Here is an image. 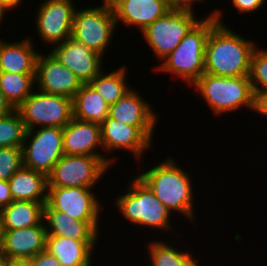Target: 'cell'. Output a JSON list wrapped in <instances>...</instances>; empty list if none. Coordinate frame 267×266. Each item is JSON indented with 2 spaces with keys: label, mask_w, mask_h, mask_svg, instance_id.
<instances>
[{
  "label": "cell",
  "mask_w": 267,
  "mask_h": 266,
  "mask_svg": "<svg viewBox=\"0 0 267 266\" xmlns=\"http://www.w3.org/2000/svg\"><path fill=\"white\" fill-rule=\"evenodd\" d=\"M212 14L218 23L211 29L206 41L204 73L220 77L249 76L256 44L223 24L221 11L214 10Z\"/></svg>",
  "instance_id": "1"
},
{
  "label": "cell",
  "mask_w": 267,
  "mask_h": 266,
  "mask_svg": "<svg viewBox=\"0 0 267 266\" xmlns=\"http://www.w3.org/2000/svg\"><path fill=\"white\" fill-rule=\"evenodd\" d=\"M189 174L172 158H167L138 177L170 212L179 211L186 218L194 221V197Z\"/></svg>",
  "instance_id": "2"
},
{
  "label": "cell",
  "mask_w": 267,
  "mask_h": 266,
  "mask_svg": "<svg viewBox=\"0 0 267 266\" xmlns=\"http://www.w3.org/2000/svg\"><path fill=\"white\" fill-rule=\"evenodd\" d=\"M217 23L213 14L202 18L155 69L177 75L189 86H193L205 72L206 41L211 29Z\"/></svg>",
  "instance_id": "3"
},
{
  "label": "cell",
  "mask_w": 267,
  "mask_h": 266,
  "mask_svg": "<svg viewBox=\"0 0 267 266\" xmlns=\"http://www.w3.org/2000/svg\"><path fill=\"white\" fill-rule=\"evenodd\" d=\"M193 85L216 115L244 106L253 110L254 92L249 76L220 77L203 73Z\"/></svg>",
  "instance_id": "4"
},
{
  "label": "cell",
  "mask_w": 267,
  "mask_h": 266,
  "mask_svg": "<svg viewBox=\"0 0 267 266\" xmlns=\"http://www.w3.org/2000/svg\"><path fill=\"white\" fill-rule=\"evenodd\" d=\"M129 183L127 193L115 199L121 214L136 225L170 230L171 212L138 176Z\"/></svg>",
  "instance_id": "5"
},
{
  "label": "cell",
  "mask_w": 267,
  "mask_h": 266,
  "mask_svg": "<svg viewBox=\"0 0 267 266\" xmlns=\"http://www.w3.org/2000/svg\"><path fill=\"white\" fill-rule=\"evenodd\" d=\"M192 10V7L174 6L142 31L159 60L163 61L201 20L196 18Z\"/></svg>",
  "instance_id": "6"
},
{
  "label": "cell",
  "mask_w": 267,
  "mask_h": 266,
  "mask_svg": "<svg viewBox=\"0 0 267 266\" xmlns=\"http://www.w3.org/2000/svg\"><path fill=\"white\" fill-rule=\"evenodd\" d=\"M114 158L63 155L48 175V187L93 188L114 162Z\"/></svg>",
  "instance_id": "7"
},
{
  "label": "cell",
  "mask_w": 267,
  "mask_h": 266,
  "mask_svg": "<svg viewBox=\"0 0 267 266\" xmlns=\"http://www.w3.org/2000/svg\"><path fill=\"white\" fill-rule=\"evenodd\" d=\"M116 25L112 6L108 2H103L99 7L76 9L71 37L103 57Z\"/></svg>",
  "instance_id": "8"
},
{
  "label": "cell",
  "mask_w": 267,
  "mask_h": 266,
  "mask_svg": "<svg viewBox=\"0 0 267 266\" xmlns=\"http://www.w3.org/2000/svg\"><path fill=\"white\" fill-rule=\"evenodd\" d=\"M16 109L26 130L36 126L63 128L73 118L72 99L41 90L32 92Z\"/></svg>",
  "instance_id": "9"
},
{
  "label": "cell",
  "mask_w": 267,
  "mask_h": 266,
  "mask_svg": "<svg viewBox=\"0 0 267 266\" xmlns=\"http://www.w3.org/2000/svg\"><path fill=\"white\" fill-rule=\"evenodd\" d=\"M22 154L24 167L48 176L64 155L63 128L41 127L26 130Z\"/></svg>",
  "instance_id": "10"
},
{
  "label": "cell",
  "mask_w": 267,
  "mask_h": 266,
  "mask_svg": "<svg viewBox=\"0 0 267 266\" xmlns=\"http://www.w3.org/2000/svg\"><path fill=\"white\" fill-rule=\"evenodd\" d=\"M91 189L48 187L46 203L52 209L64 212L71 218L88 222L98 232L101 204Z\"/></svg>",
  "instance_id": "11"
},
{
  "label": "cell",
  "mask_w": 267,
  "mask_h": 266,
  "mask_svg": "<svg viewBox=\"0 0 267 266\" xmlns=\"http://www.w3.org/2000/svg\"><path fill=\"white\" fill-rule=\"evenodd\" d=\"M37 10L35 25L43 42L57 45L71 37L76 10L72 0H45Z\"/></svg>",
  "instance_id": "12"
},
{
  "label": "cell",
  "mask_w": 267,
  "mask_h": 266,
  "mask_svg": "<svg viewBox=\"0 0 267 266\" xmlns=\"http://www.w3.org/2000/svg\"><path fill=\"white\" fill-rule=\"evenodd\" d=\"M44 55L39 53L37 57L35 85L43 92L73 99L82 82L51 53Z\"/></svg>",
  "instance_id": "13"
},
{
  "label": "cell",
  "mask_w": 267,
  "mask_h": 266,
  "mask_svg": "<svg viewBox=\"0 0 267 266\" xmlns=\"http://www.w3.org/2000/svg\"><path fill=\"white\" fill-rule=\"evenodd\" d=\"M50 53L72 71L82 84L89 83L101 72L103 57L72 37L57 44Z\"/></svg>",
  "instance_id": "14"
},
{
  "label": "cell",
  "mask_w": 267,
  "mask_h": 266,
  "mask_svg": "<svg viewBox=\"0 0 267 266\" xmlns=\"http://www.w3.org/2000/svg\"><path fill=\"white\" fill-rule=\"evenodd\" d=\"M110 4L116 24L137 26L141 32L175 6L172 0H112Z\"/></svg>",
  "instance_id": "15"
},
{
  "label": "cell",
  "mask_w": 267,
  "mask_h": 266,
  "mask_svg": "<svg viewBox=\"0 0 267 266\" xmlns=\"http://www.w3.org/2000/svg\"><path fill=\"white\" fill-rule=\"evenodd\" d=\"M100 126L101 142L105 152L126 149L140 160L153 143L137 126L127 125L109 117H106Z\"/></svg>",
  "instance_id": "16"
},
{
  "label": "cell",
  "mask_w": 267,
  "mask_h": 266,
  "mask_svg": "<svg viewBox=\"0 0 267 266\" xmlns=\"http://www.w3.org/2000/svg\"><path fill=\"white\" fill-rule=\"evenodd\" d=\"M155 114L149 103L144 101L138 92L130 89L115 104L110 105L108 117L127 125L137 126L152 141L157 124Z\"/></svg>",
  "instance_id": "17"
},
{
  "label": "cell",
  "mask_w": 267,
  "mask_h": 266,
  "mask_svg": "<svg viewBox=\"0 0 267 266\" xmlns=\"http://www.w3.org/2000/svg\"><path fill=\"white\" fill-rule=\"evenodd\" d=\"M45 223L16 230H0V251L9 259H31L45 251Z\"/></svg>",
  "instance_id": "18"
},
{
  "label": "cell",
  "mask_w": 267,
  "mask_h": 266,
  "mask_svg": "<svg viewBox=\"0 0 267 266\" xmlns=\"http://www.w3.org/2000/svg\"><path fill=\"white\" fill-rule=\"evenodd\" d=\"M102 146L101 126L98 123L81 121L76 118L63 127L64 155L104 156L95 149Z\"/></svg>",
  "instance_id": "19"
},
{
  "label": "cell",
  "mask_w": 267,
  "mask_h": 266,
  "mask_svg": "<svg viewBox=\"0 0 267 266\" xmlns=\"http://www.w3.org/2000/svg\"><path fill=\"white\" fill-rule=\"evenodd\" d=\"M47 236H59L76 241H97L98 232L86 221L71 218L64 212L44 205V220Z\"/></svg>",
  "instance_id": "20"
},
{
  "label": "cell",
  "mask_w": 267,
  "mask_h": 266,
  "mask_svg": "<svg viewBox=\"0 0 267 266\" xmlns=\"http://www.w3.org/2000/svg\"><path fill=\"white\" fill-rule=\"evenodd\" d=\"M96 241H76L66 237L46 236L45 250L55 256L61 266H91Z\"/></svg>",
  "instance_id": "21"
},
{
  "label": "cell",
  "mask_w": 267,
  "mask_h": 266,
  "mask_svg": "<svg viewBox=\"0 0 267 266\" xmlns=\"http://www.w3.org/2000/svg\"><path fill=\"white\" fill-rule=\"evenodd\" d=\"M32 45L29 37L16 43L0 39V72L35 74L39 53Z\"/></svg>",
  "instance_id": "22"
},
{
  "label": "cell",
  "mask_w": 267,
  "mask_h": 266,
  "mask_svg": "<svg viewBox=\"0 0 267 266\" xmlns=\"http://www.w3.org/2000/svg\"><path fill=\"white\" fill-rule=\"evenodd\" d=\"M35 201L13 200L0 209V230H16L40 225L44 220V205Z\"/></svg>",
  "instance_id": "23"
},
{
  "label": "cell",
  "mask_w": 267,
  "mask_h": 266,
  "mask_svg": "<svg viewBox=\"0 0 267 266\" xmlns=\"http://www.w3.org/2000/svg\"><path fill=\"white\" fill-rule=\"evenodd\" d=\"M8 182L13 200L46 203L48 193L46 174L23 166Z\"/></svg>",
  "instance_id": "24"
},
{
  "label": "cell",
  "mask_w": 267,
  "mask_h": 266,
  "mask_svg": "<svg viewBox=\"0 0 267 266\" xmlns=\"http://www.w3.org/2000/svg\"><path fill=\"white\" fill-rule=\"evenodd\" d=\"M73 117L101 124L108 117L110 105L90 83H83L72 99Z\"/></svg>",
  "instance_id": "25"
},
{
  "label": "cell",
  "mask_w": 267,
  "mask_h": 266,
  "mask_svg": "<svg viewBox=\"0 0 267 266\" xmlns=\"http://www.w3.org/2000/svg\"><path fill=\"white\" fill-rule=\"evenodd\" d=\"M126 67L121 66L110 73L101 71L89 83L109 105L115 104L130 88L126 85Z\"/></svg>",
  "instance_id": "26"
},
{
  "label": "cell",
  "mask_w": 267,
  "mask_h": 266,
  "mask_svg": "<svg viewBox=\"0 0 267 266\" xmlns=\"http://www.w3.org/2000/svg\"><path fill=\"white\" fill-rule=\"evenodd\" d=\"M35 74L0 72V90L16 109L32 92Z\"/></svg>",
  "instance_id": "27"
},
{
  "label": "cell",
  "mask_w": 267,
  "mask_h": 266,
  "mask_svg": "<svg viewBox=\"0 0 267 266\" xmlns=\"http://www.w3.org/2000/svg\"><path fill=\"white\" fill-rule=\"evenodd\" d=\"M152 266H198L193 254L182 252L161 241L149 244Z\"/></svg>",
  "instance_id": "28"
},
{
  "label": "cell",
  "mask_w": 267,
  "mask_h": 266,
  "mask_svg": "<svg viewBox=\"0 0 267 266\" xmlns=\"http://www.w3.org/2000/svg\"><path fill=\"white\" fill-rule=\"evenodd\" d=\"M26 128L17 109L0 117V147H22Z\"/></svg>",
  "instance_id": "29"
},
{
  "label": "cell",
  "mask_w": 267,
  "mask_h": 266,
  "mask_svg": "<svg viewBox=\"0 0 267 266\" xmlns=\"http://www.w3.org/2000/svg\"><path fill=\"white\" fill-rule=\"evenodd\" d=\"M249 78L253 91H267V50L254 49Z\"/></svg>",
  "instance_id": "30"
},
{
  "label": "cell",
  "mask_w": 267,
  "mask_h": 266,
  "mask_svg": "<svg viewBox=\"0 0 267 266\" xmlns=\"http://www.w3.org/2000/svg\"><path fill=\"white\" fill-rule=\"evenodd\" d=\"M22 167V147H0V180L8 181Z\"/></svg>",
  "instance_id": "31"
},
{
  "label": "cell",
  "mask_w": 267,
  "mask_h": 266,
  "mask_svg": "<svg viewBox=\"0 0 267 266\" xmlns=\"http://www.w3.org/2000/svg\"><path fill=\"white\" fill-rule=\"evenodd\" d=\"M31 262L33 266H61L57 258L49 254L46 250L32 257Z\"/></svg>",
  "instance_id": "32"
},
{
  "label": "cell",
  "mask_w": 267,
  "mask_h": 266,
  "mask_svg": "<svg viewBox=\"0 0 267 266\" xmlns=\"http://www.w3.org/2000/svg\"><path fill=\"white\" fill-rule=\"evenodd\" d=\"M264 1L265 0H232V3L239 12L247 13L259 9L265 3Z\"/></svg>",
  "instance_id": "33"
},
{
  "label": "cell",
  "mask_w": 267,
  "mask_h": 266,
  "mask_svg": "<svg viewBox=\"0 0 267 266\" xmlns=\"http://www.w3.org/2000/svg\"><path fill=\"white\" fill-rule=\"evenodd\" d=\"M253 110L267 117V91H253Z\"/></svg>",
  "instance_id": "34"
},
{
  "label": "cell",
  "mask_w": 267,
  "mask_h": 266,
  "mask_svg": "<svg viewBox=\"0 0 267 266\" xmlns=\"http://www.w3.org/2000/svg\"><path fill=\"white\" fill-rule=\"evenodd\" d=\"M11 202H13V197L9 188V182L0 180V209L8 206Z\"/></svg>",
  "instance_id": "35"
},
{
  "label": "cell",
  "mask_w": 267,
  "mask_h": 266,
  "mask_svg": "<svg viewBox=\"0 0 267 266\" xmlns=\"http://www.w3.org/2000/svg\"><path fill=\"white\" fill-rule=\"evenodd\" d=\"M14 110L15 108L6 99L5 95L0 90V117L8 115Z\"/></svg>",
  "instance_id": "36"
},
{
  "label": "cell",
  "mask_w": 267,
  "mask_h": 266,
  "mask_svg": "<svg viewBox=\"0 0 267 266\" xmlns=\"http://www.w3.org/2000/svg\"><path fill=\"white\" fill-rule=\"evenodd\" d=\"M8 266H33L31 259H9Z\"/></svg>",
  "instance_id": "37"
},
{
  "label": "cell",
  "mask_w": 267,
  "mask_h": 266,
  "mask_svg": "<svg viewBox=\"0 0 267 266\" xmlns=\"http://www.w3.org/2000/svg\"><path fill=\"white\" fill-rule=\"evenodd\" d=\"M198 1H204V0H172L175 6L192 7V8L194 7L193 3Z\"/></svg>",
  "instance_id": "38"
},
{
  "label": "cell",
  "mask_w": 267,
  "mask_h": 266,
  "mask_svg": "<svg viewBox=\"0 0 267 266\" xmlns=\"http://www.w3.org/2000/svg\"><path fill=\"white\" fill-rule=\"evenodd\" d=\"M5 5H7L10 10H13L12 8H17L18 5L21 4V0H1Z\"/></svg>",
  "instance_id": "39"
},
{
  "label": "cell",
  "mask_w": 267,
  "mask_h": 266,
  "mask_svg": "<svg viewBox=\"0 0 267 266\" xmlns=\"http://www.w3.org/2000/svg\"><path fill=\"white\" fill-rule=\"evenodd\" d=\"M7 9L10 10V8L0 0V22L3 21L2 19H4L3 17L5 16V11Z\"/></svg>",
  "instance_id": "40"
},
{
  "label": "cell",
  "mask_w": 267,
  "mask_h": 266,
  "mask_svg": "<svg viewBox=\"0 0 267 266\" xmlns=\"http://www.w3.org/2000/svg\"><path fill=\"white\" fill-rule=\"evenodd\" d=\"M9 258L0 251V266H8Z\"/></svg>",
  "instance_id": "41"
},
{
  "label": "cell",
  "mask_w": 267,
  "mask_h": 266,
  "mask_svg": "<svg viewBox=\"0 0 267 266\" xmlns=\"http://www.w3.org/2000/svg\"><path fill=\"white\" fill-rule=\"evenodd\" d=\"M112 0H103V2H108V3H110Z\"/></svg>",
  "instance_id": "42"
}]
</instances>
